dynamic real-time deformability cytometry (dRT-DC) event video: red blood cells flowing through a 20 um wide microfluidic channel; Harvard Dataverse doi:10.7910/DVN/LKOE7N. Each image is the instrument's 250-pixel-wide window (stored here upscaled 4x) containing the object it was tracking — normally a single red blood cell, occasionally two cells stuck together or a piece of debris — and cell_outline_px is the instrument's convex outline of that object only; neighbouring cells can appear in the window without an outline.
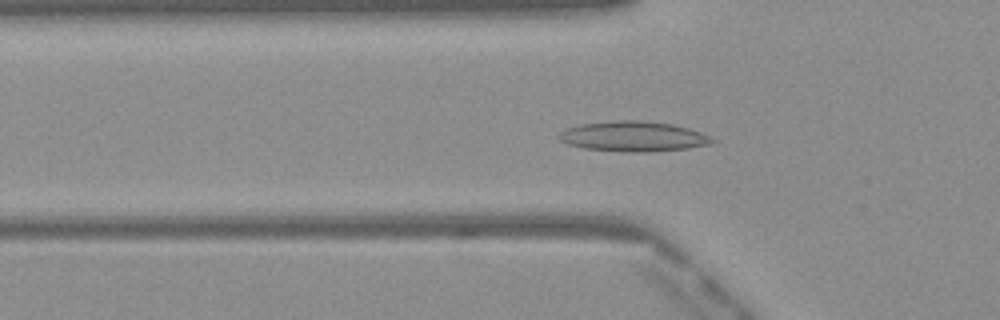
{"species": "Egyptian fruit bat (a non-hibernating species)", "species_latin": "Rousettus aegyptiacus", "temperature_condition": "warm", "stored_images_in_passage": 51, "camera_frame_rate_fps": 3000, "um_per_image_px": 0.085, "frame": {"image": 1, "passage_image": 17, "time_ms": 5.333, "image_size_px": [1000, 320], "cell_outline_px": [[716, 140], [712, 144], [688, 148], [648, 152], [624, 152], [584, 148], [568, 144], [560, 140], [556, 136], [564, 128], [580, 124], [620, 120], [640, 120], [672, 124], [688, 128], [700, 132]], "centroid_in_image_um": [53.81, 11.6], "position_along_channel_um": 72.0, "area_um2": 26.99}}
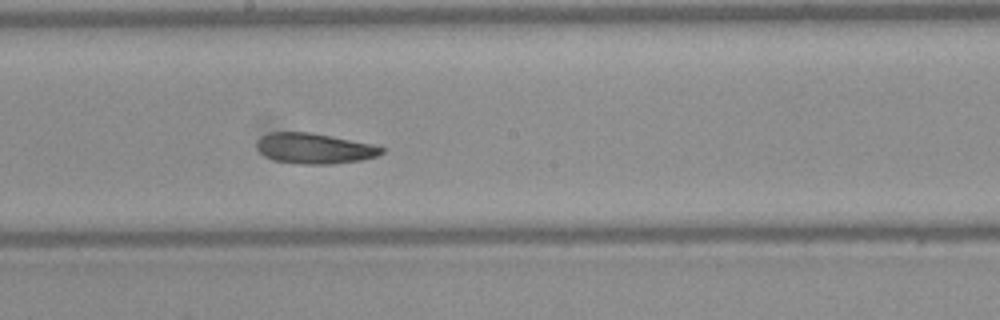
{"frame": {"image": 2, "passage_image": 28, "time_ms": 9.0, "image_size_px": [1000, 320], "cell_outline_px": [[384, 152], [376, 156], [360, 160], [328, 164], [300, 164], [276, 160], [264, 156], [256, 148], [256, 144], [264, 136], [272, 132], [308, 132], [332, 136], [372, 144], [384, 148]], "centroid_in_image_um": [26.73, 12.62], "position_along_channel_um": 221.5, "area_um2": 21.85}}
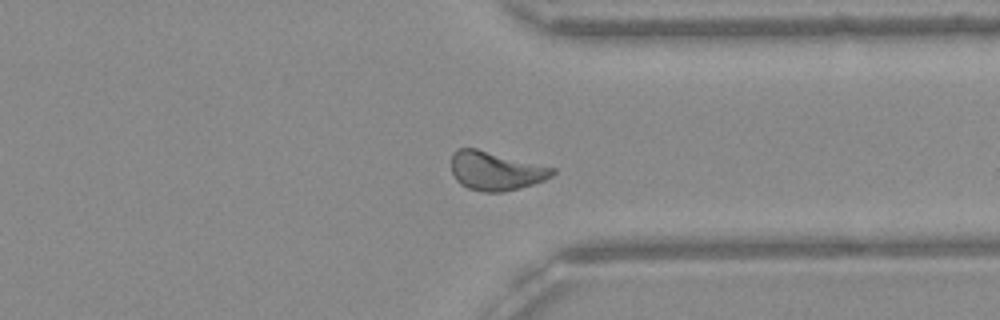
{"frame": {"image": 3, "passage_image": 39, "time_ms": 12.667, "image_size_px": [1000, 320], "cell_outline_px": [[556, 172], [552, 176], [544, 180], [520, 188], [504, 192], [484, 192], [468, 188], [460, 184], [456, 180], [452, 172], [452, 152], [456, 148], [476, 148], [556, 168]], "centroid_in_image_um": [42.13, 14.52], "position_along_channel_um": 369.3, "area_um2": 22.95}, "authors_computed_cell_mechanics": {"area_um2": 23.0044, "velocity_mm_per_s": 4.0573, "shape_relaxation_time_tau1_ms": 5.6997, "shape_relaxation_time_tau2_ms": 2.6049, "deformation_change_tau1": 0.1379, "deformation_change_tau2": 0.0775}}